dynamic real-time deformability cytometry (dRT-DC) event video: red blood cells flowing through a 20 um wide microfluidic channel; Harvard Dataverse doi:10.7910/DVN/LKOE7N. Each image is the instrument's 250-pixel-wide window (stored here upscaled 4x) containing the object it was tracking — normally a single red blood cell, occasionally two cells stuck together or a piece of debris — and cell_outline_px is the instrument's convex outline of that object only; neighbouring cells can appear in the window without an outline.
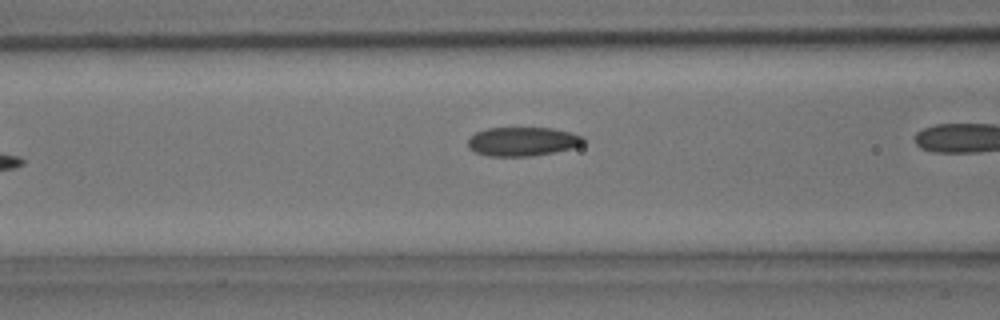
{"species": "common noctule bat (a hibernating species)", "species_latin": "Nyctalus noctula", "temperature_condition": "room temperature", "stored_images_in_passage": 7, "camera_frame_rate_fps": 3000, "um_per_image_px": 0.085, "animal": {"sex": "male", "body_mass_g": 15.6}, "frame": {"image": 1, "passage_image": 6, "time_ms": 1.667, "image_size_px": [1000, 320], "cell_outline_px": [[584, 140], [580, 144], [572, 148], [532, 156], [488, 156], [476, 152], [468, 148], [468, 140], [476, 132], [488, 128], [552, 128], [572, 132], [584, 136]], "centroid_in_image_um": [44.41, 12.02], "position_along_channel_um": 122.2, "area_um2": 19.36}}